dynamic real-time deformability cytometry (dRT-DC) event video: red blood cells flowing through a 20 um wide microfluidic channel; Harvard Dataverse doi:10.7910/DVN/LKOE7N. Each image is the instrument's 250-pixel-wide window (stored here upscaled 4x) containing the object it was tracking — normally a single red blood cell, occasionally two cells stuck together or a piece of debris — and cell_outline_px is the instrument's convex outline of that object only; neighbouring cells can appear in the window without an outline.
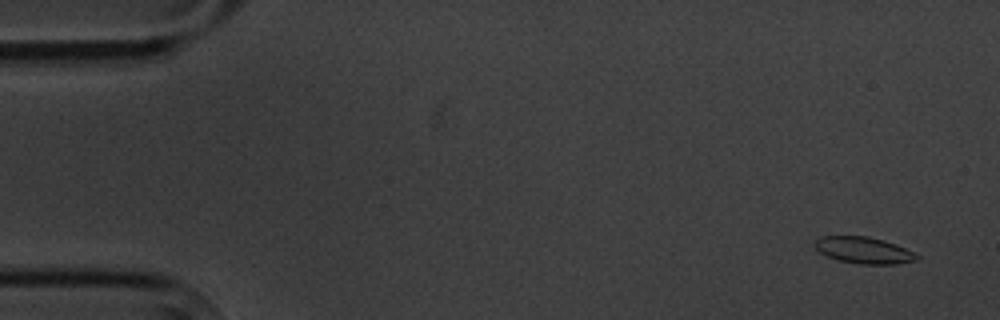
{"species": "common noctule bat (a hibernating species)", "species_latin": "Nyctalus noctula", "temperature_condition": "cold", "stored_images_in_passage": 5, "camera_frame_rate_fps": 3000, "um_per_image_px": 0.085, "animal": {"sex": "male", "body_mass_g": 20.1, "forearm_length_mm": 53.5}, "frame": {"image": 1, "passage_image": 1, "time_ms": 0.0, "image_size_px": [1000, 320], "cell_outline_px": [[920, 260], [896, 264], [860, 264], [840, 260], [828, 256], [820, 252], [812, 244], [820, 236], [868, 236], [884, 240], [896, 244], [920, 256]], "centroid_in_image_um": [73.44, 21.27], "position_along_channel_um": 11.6, "area_um2": 15.78}}
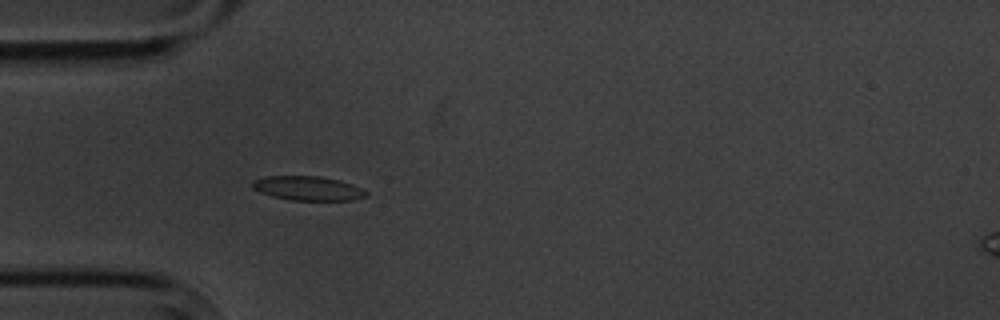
{"frame": {"image": 2, "passage_image": 5, "time_ms": 4.667, "image_size_px": [1000, 320], "cell_outline_px": [[368, 196], [352, 200], [292, 200], [272, 196], [260, 192], [252, 188], [252, 180], [264, 176], [320, 176], [340, 180], [352, 184], [368, 192]], "centroid_in_image_um": [26.16, 16.0], "position_along_channel_um": 58.8, "area_um2": 16.13}}